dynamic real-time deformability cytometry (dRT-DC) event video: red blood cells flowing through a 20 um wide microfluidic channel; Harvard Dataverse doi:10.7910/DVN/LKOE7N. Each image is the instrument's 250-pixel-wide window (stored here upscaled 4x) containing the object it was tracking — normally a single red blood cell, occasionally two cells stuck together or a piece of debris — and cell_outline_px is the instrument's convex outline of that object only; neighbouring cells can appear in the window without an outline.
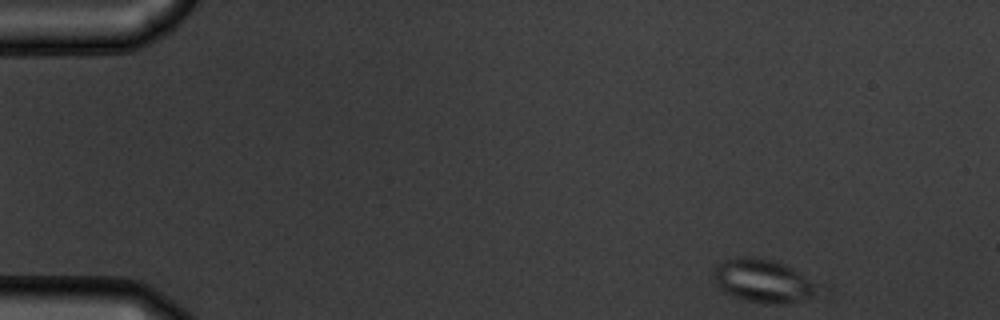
{"species": "common noctule bat (a hibernating species)", "species_latin": "Nyctalus noctula", "temperature_condition": "warm", "stored_images_in_passage": 50, "camera_frame_rate_fps": 3000, "um_per_image_px": 0.085, "animal": {"sex": "male", "body_mass_g": 19.5, "forearm_length_mm": 54.6}, "frame": {"image": 1, "passage_image": 1, "time_ms": 0.0, "image_size_px": [1000, 320], "cell_outline_px": [[816, 296], [780, 304], [768, 304], [744, 300], [724, 292], [716, 284], [712, 276], [712, 268], [716, 264], [724, 260], [736, 256], [752, 256], [772, 260], [784, 264], [792, 268], [816, 284]], "centroid_in_image_um": [64.76, 23.85], "position_along_channel_um": 20.2, "area_um2": 26.24}}
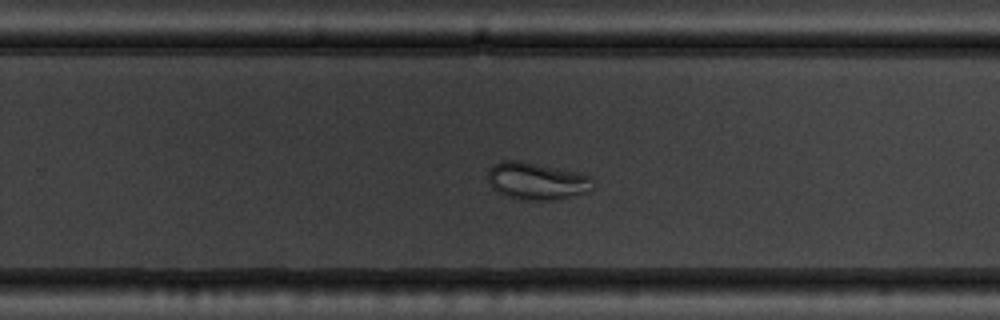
{"frame": {"image": 2, "passage_image": 31, "time_ms": 10.0, "image_size_px": [1000, 320], "cell_outline_px": [[592, 192], [552, 200], [520, 200], [496, 192], [492, 188], [488, 180], [488, 168], [492, 164], [500, 160], [520, 160], [576, 172], [592, 176]], "centroid_in_image_um": [45.59, 15.38], "position_along_channel_um": 284.2, "area_um2": 23.12}}
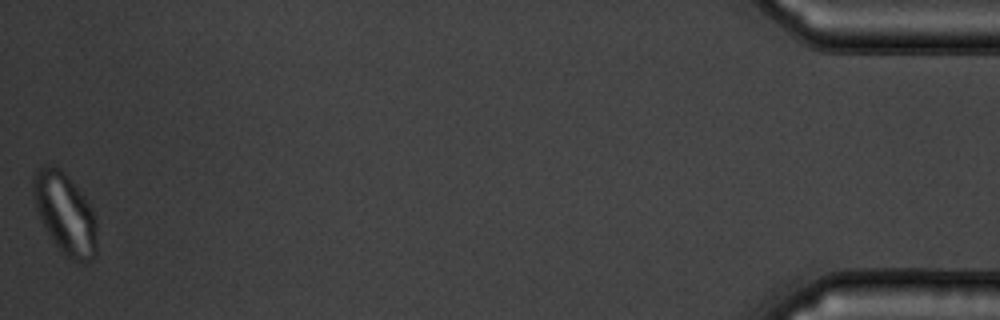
{"frame": {"image": 3, "passage_image": 50, "time_ms": 16.333, "image_size_px": [1000, 320], "cell_outline_px": [[96, 256], [88, 264], [84, 264], [68, 260], [64, 256], [48, 232], [40, 216], [32, 192], [32, 176], [36, 168], [44, 164], [52, 164], [68, 176], [84, 196], [96, 220]], "centroid_in_image_um": [5.54, 18.17], "position_along_channel_um": 429.7, "area_um2": 30.11}, "authors_computed_cell_mechanics": {"area_um2": 26.2701, "velocity_mm_per_s": 3.6923, "shape_relaxation_time_tau1_ms": 5.7095, "shape_relaxation_time_tau2_ms": 0.9599, "deformation_change_tau1": 0.1005, "deformation_change_tau2": 0.0479}}